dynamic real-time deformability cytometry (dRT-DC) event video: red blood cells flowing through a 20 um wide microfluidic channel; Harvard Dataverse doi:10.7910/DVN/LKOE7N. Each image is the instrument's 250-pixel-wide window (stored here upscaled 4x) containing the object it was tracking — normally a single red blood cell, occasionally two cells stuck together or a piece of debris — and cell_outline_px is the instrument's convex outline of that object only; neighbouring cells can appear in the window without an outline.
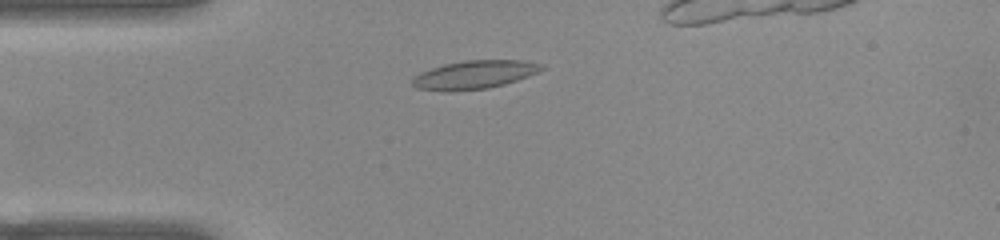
{"species": "common noctule bat (a hibernating species)", "species_latin": "Nyctalus noctula", "temperature_condition": "warm", "stored_images_in_passage": 39, "camera_frame_rate_fps": 3000, "um_per_image_px": 0.085, "animal": {"sex": "female", "body_mass_g": 22.0, "forearm_length_mm": 56.7}, "frame": {"image": 1, "passage_image": 9, "time_ms": 2.667, "image_size_px": [1000, 240], "cell_outline_px": [[544, 68], [528, 76], [504, 84], [488, 88], [448, 92], [416, 88], [412, 84], [412, 80], [420, 72], [444, 64], [464, 60], [524, 60], [544, 64]], "centroid_in_image_um": [40.32, 6.35], "position_along_channel_um": 44.7, "area_um2": 21.33}}
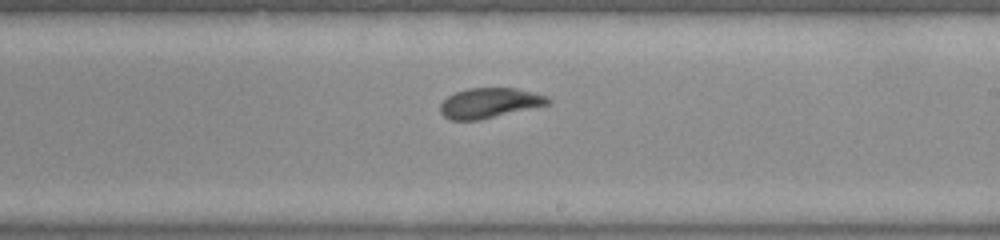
{"frame": {"image": 2, "passage_image": 26, "time_ms": 8.333, "image_size_px": [1000, 240], "cell_outline_px": [[552, 100], [548, 104], [480, 120], [452, 120], [444, 116], [440, 112], [440, 104], [448, 96], [456, 92], [468, 88], [516, 88], [548, 96]], "centroid_in_image_um": [41.6, 8.75], "position_along_channel_um": 247.4, "area_um2": 18.73}}
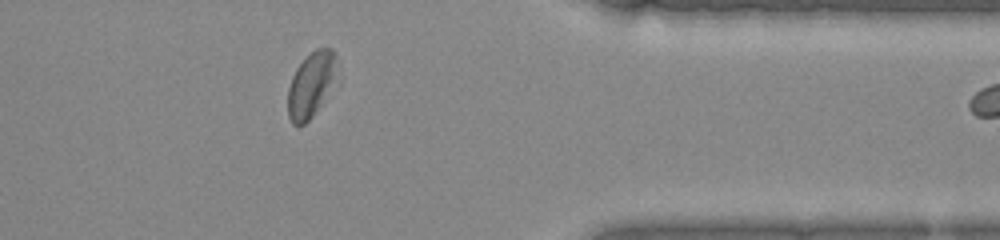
{"frame": {"image": 3, "passage_image": 38, "time_ms": 12.333, "image_size_px": [1000, 240], "cell_outline_px": [[336, 56], [332, 76], [312, 116], [304, 124], [292, 124], [288, 116], [288, 88], [292, 76], [296, 68], [316, 48], [332, 48]], "centroid_in_image_um": [26.33, 7.18], "position_along_channel_um": 385.1, "area_um2": 17.05}}